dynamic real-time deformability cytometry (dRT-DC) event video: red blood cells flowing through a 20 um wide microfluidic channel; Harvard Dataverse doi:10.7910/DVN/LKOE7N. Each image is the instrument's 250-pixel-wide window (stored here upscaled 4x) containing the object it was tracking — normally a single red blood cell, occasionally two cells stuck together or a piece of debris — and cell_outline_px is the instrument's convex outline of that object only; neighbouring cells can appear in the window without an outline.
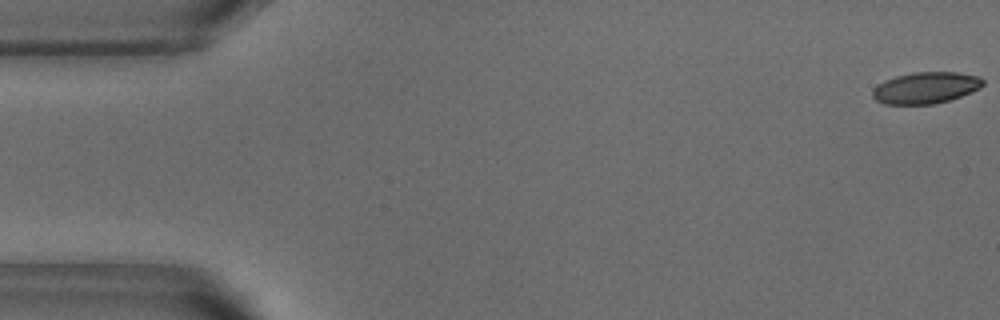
{"species": "common noctule bat (a hibernating species)", "species_latin": "Nyctalus noctula", "temperature_condition": "warm", "stored_images_in_passage": 53, "camera_frame_rate_fps": 3000, "um_per_image_px": 0.085, "animal": {"sex": "male", "body_mass_g": 18.8}, "frame": {"image": 1, "passage_image": 1, "time_ms": 0.0, "image_size_px": [1000, 320], "cell_outline_px": [[984, 84], [980, 88], [972, 92], [936, 104], [884, 104], [876, 100], [872, 96], [872, 92], [884, 80], [896, 76], [916, 72], [956, 72], [980, 76], [984, 80]], "centroid_in_image_um": [78.72, 7.46], "position_along_channel_um": 6.3, "area_um2": 20.17}}
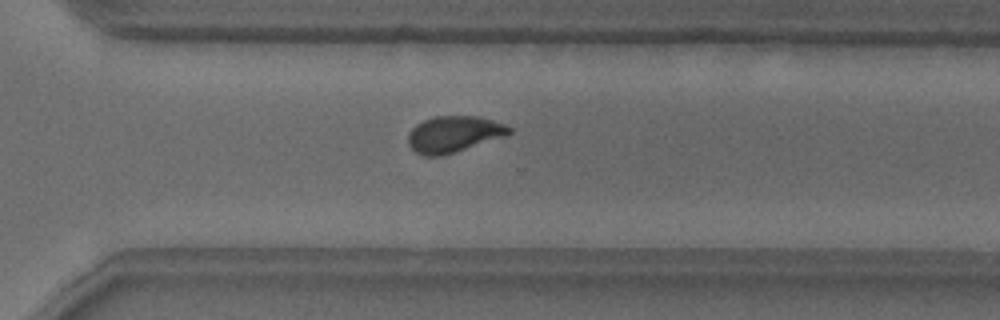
{"frame": {"image": 2, "passage_image": 37, "time_ms": 12.0, "image_size_px": [1000, 320], "cell_outline_px": [[512, 132], [508, 136], [440, 156], [424, 156], [416, 152], [408, 144], [408, 132], [416, 124], [424, 120], [436, 116], [476, 116], [492, 120], [504, 124], [512, 128]], "centroid_in_image_um": [38.58, 11.4], "position_along_channel_um": 332.0, "area_um2": 21.39}}
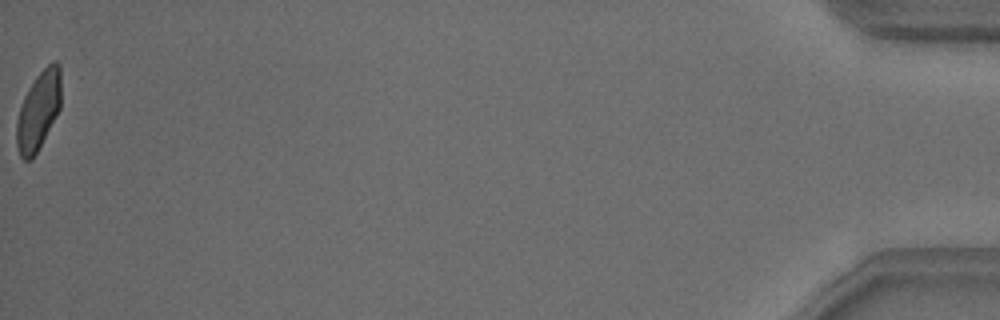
{"frame": {"image": 3, "passage_image": 53, "time_ms": 17.333, "image_size_px": [1000, 320], "cell_outline_px": [[60, 108], [56, 116], [32, 160], [24, 160], [20, 156], [16, 144], [16, 120], [24, 96], [28, 88], [36, 76], [52, 60], [56, 60], [60, 64]], "centroid_in_image_um": [3.26, 9.39], "position_along_channel_um": 431.9, "area_um2": 20.29}, "authors_computed_cell_mechanics": {"area_um2": 21.386, "velocity_mm_per_s": 3.8202, "shape_relaxation_time_tau1_ms": 3.4111, "shape_relaxation_time_tau2_ms": 0.8984, "deformation_change_tau1": 0.1274, "deformation_change_tau2": 0.0523}}